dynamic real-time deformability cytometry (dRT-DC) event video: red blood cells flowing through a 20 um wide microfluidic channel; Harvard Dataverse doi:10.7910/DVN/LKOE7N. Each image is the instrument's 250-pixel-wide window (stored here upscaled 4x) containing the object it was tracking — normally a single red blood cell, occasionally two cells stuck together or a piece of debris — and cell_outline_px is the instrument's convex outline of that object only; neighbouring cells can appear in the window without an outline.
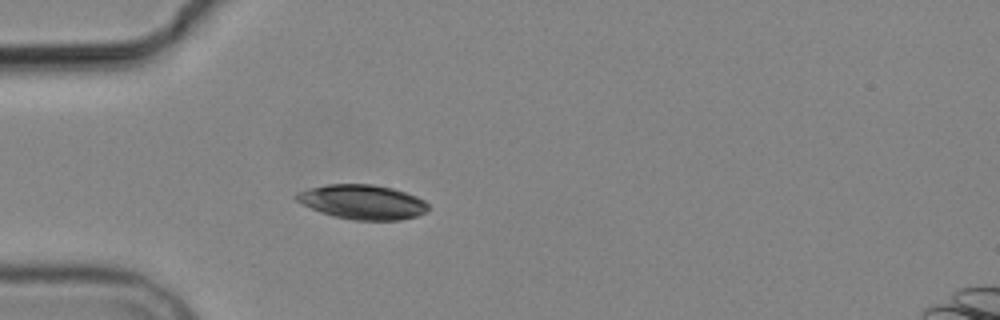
{"species": "common noctule bat (a hibernating species)", "species_latin": "Nyctalus noctula", "temperature_condition": "cold", "stored_images_in_passage": 1, "camera_frame_rate_fps": 3000, "um_per_image_px": 0.085, "animal": {"sex": "male", "body_mass_g": 19.2, "forearm_length_mm": 51.8}, "frame": {"image": 1, "passage_image": 1, "time_ms": 0.0, "image_size_px": [1000, 320], "cell_outline_px": [[428, 212], [416, 216], [400, 220], [356, 220], [332, 216], [320, 212], [296, 200], [292, 196], [296, 192], [308, 188], [328, 184], [372, 184], [392, 188], [416, 196], [424, 200], [428, 204]], "centroid_in_image_um": [30.8, 17.16], "position_along_channel_um": 54.2, "area_um2": 26.59}}